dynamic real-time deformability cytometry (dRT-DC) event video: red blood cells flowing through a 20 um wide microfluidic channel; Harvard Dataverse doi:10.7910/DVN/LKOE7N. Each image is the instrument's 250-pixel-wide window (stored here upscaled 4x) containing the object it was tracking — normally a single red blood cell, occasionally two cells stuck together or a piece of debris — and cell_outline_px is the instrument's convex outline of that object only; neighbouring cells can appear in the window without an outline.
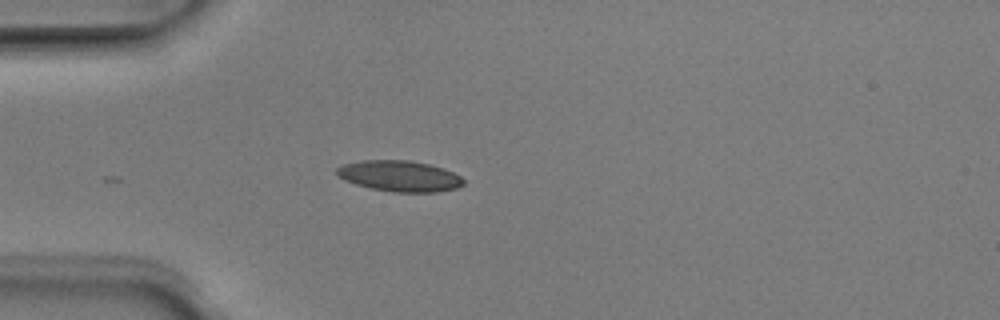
{"species": "Egyptian fruit bat (a non-hibernating species)", "species_latin": "Rousettus aegyptiacus", "temperature_condition": "room temperature", "stored_images_in_passage": 15, "camera_frame_rate_fps": 3000, "um_per_image_px": 0.085, "animal": {"sex": "male"}, "frame": {"image": 1, "passage_image": 1, "time_ms": 0.0, "image_size_px": [1000, 320], "cell_outline_px": [[464, 184], [456, 188], [436, 192], [392, 192], [372, 188], [356, 184], [344, 180], [336, 176], [336, 168], [344, 164], [360, 160], [412, 160], [444, 168], [460, 176], [464, 180]], "centroid_in_image_um": [33.94, 14.96], "position_along_channel_um": 51.1, "area_um2": 22.89}}
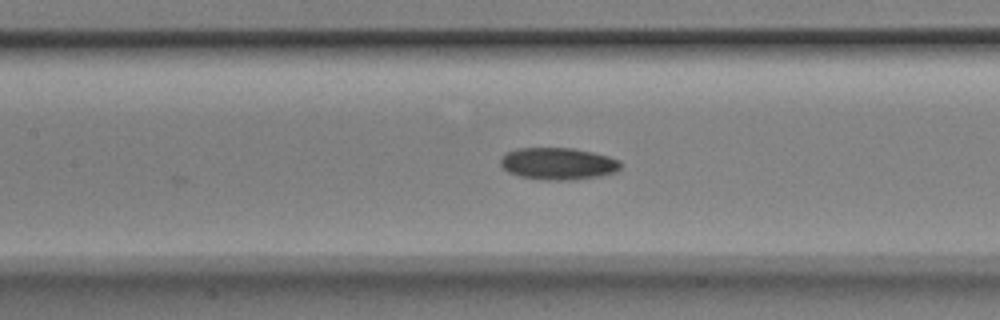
{"frame": {"image": 2, "passage_image": 10, "time_ms": 3.0, "image_size_px": [1000, 320], "cell_outline_px": [[620, 168], [616, 172], [600, 176], [568, 180], [548, 180], [520, 176], [508, 172], [500, 164], [500, 156], [504, 152], [516, 148], [572, 148], [592, 152], [608, 156], [620, 160]], "centroid_in_image_um": [47.4, 13.9], "position_along_channel_um": 160.0, "area_um2": 22.48}}
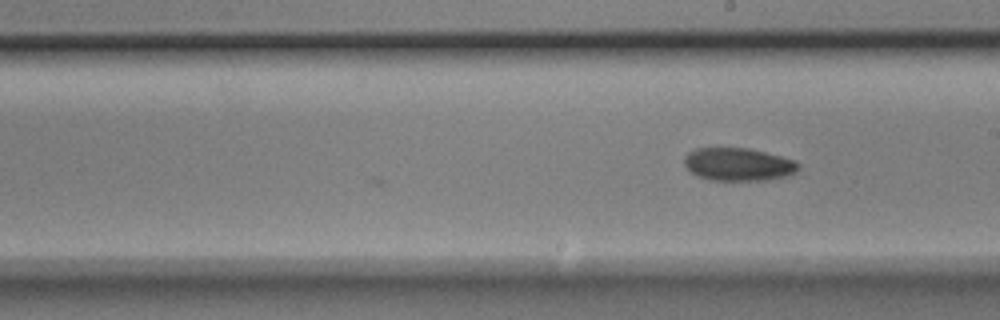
{"frame": {"image": 3, "passage_image": 15, "time_ms": 4.667, "image_size_px": [1000, 320], "cell_outline_px": [[800, 168], [796, 172], [788, 176], [768, 180], [712, 180], [696, 176], [684, 164], [684, 156], [688, 152], [696, 148], [748, 148], [796, 160], [800, 164]], "centroid_in_image_um": [62.78, 13.97], "position_along_channel_um": 226.2, "area_um2": 22.02}}